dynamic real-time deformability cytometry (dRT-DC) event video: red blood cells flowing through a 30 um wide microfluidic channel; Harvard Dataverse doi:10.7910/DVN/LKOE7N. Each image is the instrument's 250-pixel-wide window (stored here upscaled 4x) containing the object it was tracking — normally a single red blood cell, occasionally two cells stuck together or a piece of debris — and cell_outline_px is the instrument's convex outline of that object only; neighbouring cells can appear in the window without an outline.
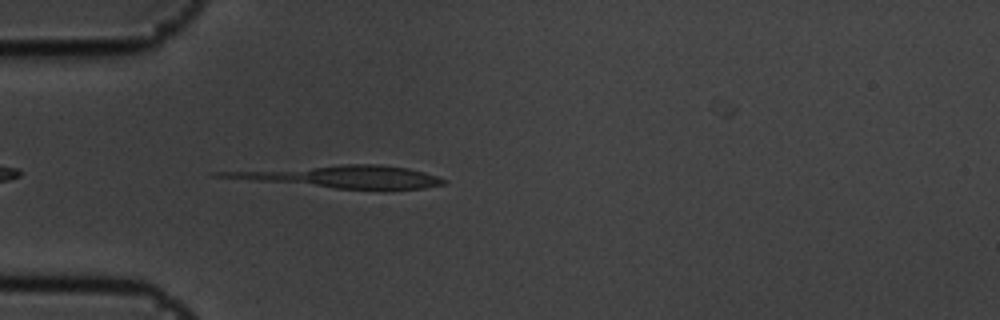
{"species": "common noctule bat (a hibernating species)", "species_latin": "Nyctalus noctula", "temperature_condition": "cold", "stored_images_in_passage": 9, "camera_frame_rate_fps": 3000, "um_per_image_px": 0.085, "animal": {"sex": "male", "body_mass_g": 19.5, "forearm_length_mm": 54.6}, "frame": {"image": 1, "passage_image": 3, "time_ms": 0.667, "image_size_px": [1000, 320], "cell_outline_px": [[444, 184], [424, 188], [336, 188], [212, 176], [212, 172], [340, 164], [380, 164], [408, 168], [424, 172], [436, 176], [444, 180]], "centroid_in_image_um": [29.0, 14.99], "position_along_channel_um": 56.0, "area_um2": 28.09}}